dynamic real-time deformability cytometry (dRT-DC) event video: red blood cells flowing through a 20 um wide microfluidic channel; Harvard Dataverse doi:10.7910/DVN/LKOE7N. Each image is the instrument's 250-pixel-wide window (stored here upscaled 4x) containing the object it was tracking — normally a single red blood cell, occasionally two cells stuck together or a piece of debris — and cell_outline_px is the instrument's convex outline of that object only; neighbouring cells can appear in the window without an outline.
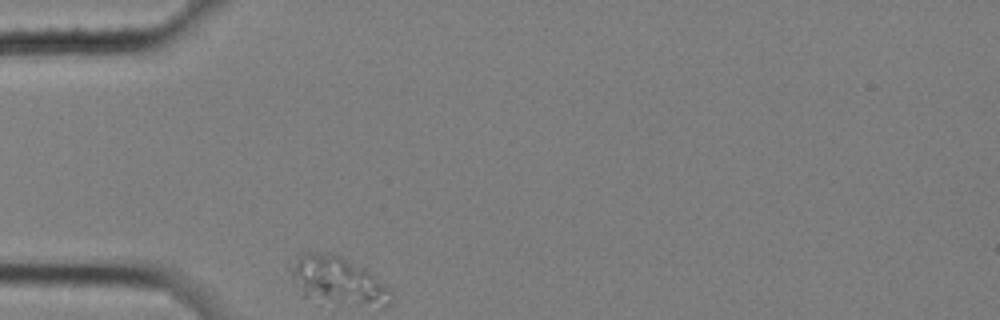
{"species": "common noctule bat (a hibernating species)", "species_latin": "Nyctalus noctula", "temperature_condition": "cold", "stored_images_in_passage": 5, "camera_frame_rate_fps": 3000, "um_per_image_px": 0.085, "animal": {"sex": "female", "body_mass_g": 25.1}, "frame": {"image": 1, "passage_image": 1, "time_ms": 0.0, "image_size_px": [1000, 320], "cell_outline_px": [[392, 300], [388, 304], [384, 304], [304, 296], [296, 284], [292, 276], [292, 272], [296, 256], [304, 252], [316, 252], [340, 256], [364, 268], [384, 284], [392, 292]], "centroid_in_image_um": [28.69, 23.75], "position_along_channel_um": 56.3, "area_um2": 25.61}}
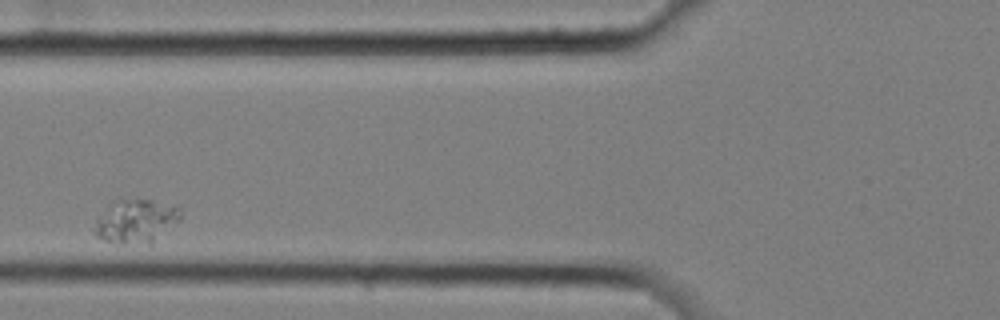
{"frame": {"image": 2, "passage_image": 3, "time_ms": 0.667, "image_size_px": [1000, 320], "cell_outline_px": [[180, 220], [176, 224], [152, 244], [120, 244], [96, 236], [92, 232], [96, 220], [116, 200], [152, 200], [176, 204], [180, 208]], "centroid_in_image_um": [11.61, 18.82], "position_along_channel_um": 114.2, "area_um2": 21.91}}
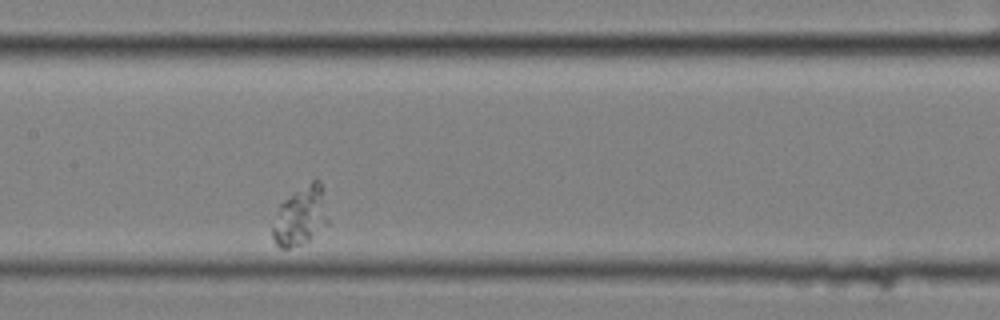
{"frame": {"image": 3, "passage_image": 5, "time_ms": 1.333, "image_size_px": [1000, 320], "cell_outline_px": [[328, 224], [308, 240], [300, 244], [288, 248], [280, 248], [276, 244], [272, 236], [272, 228], [280, 204], [292, 192], [316, 176], [320, 180], [328, 220]], "centroid_in_image_um": [25.54, 18.32], "position_along_channel_um": 181.9, "area_um2": 18.96}}